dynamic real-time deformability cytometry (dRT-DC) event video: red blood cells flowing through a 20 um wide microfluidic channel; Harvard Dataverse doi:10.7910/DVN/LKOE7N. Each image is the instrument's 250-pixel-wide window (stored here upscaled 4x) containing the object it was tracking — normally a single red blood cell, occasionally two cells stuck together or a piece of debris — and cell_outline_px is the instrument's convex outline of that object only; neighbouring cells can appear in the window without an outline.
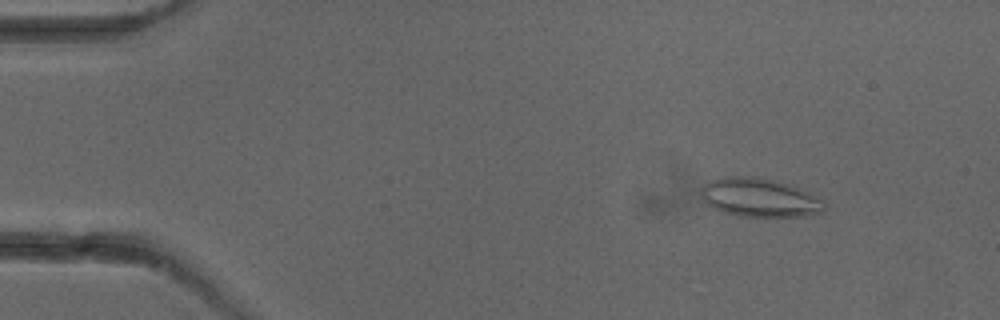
{"species": "common noctule bat (a hibernating species)", "species_latin": "Nyctalus noctula", "temperature_condition": "cold", "stored_images_in_passage": 6, "camera_frame_rate_fps": 3000, "um_per_image_px": 0.085, "animal": {"sex": "female"}, "frame": {"image": 1, "passage_image": 2, "time_ms": 1.0, "image_size_px": [1000, 320], "cell_outline_px": [[824, 208], [820, 212], [804, 216], [744, 216], [724, 212], [700, 200], [700, 188], [704, 184], [712, 180], [724, 176], [756, 176], [788, 184], [824, 200]], "centroid_in_image_um": [64.5, 16.78], "position_along_channel_um": 20.5, "area_um2": 27.51}}
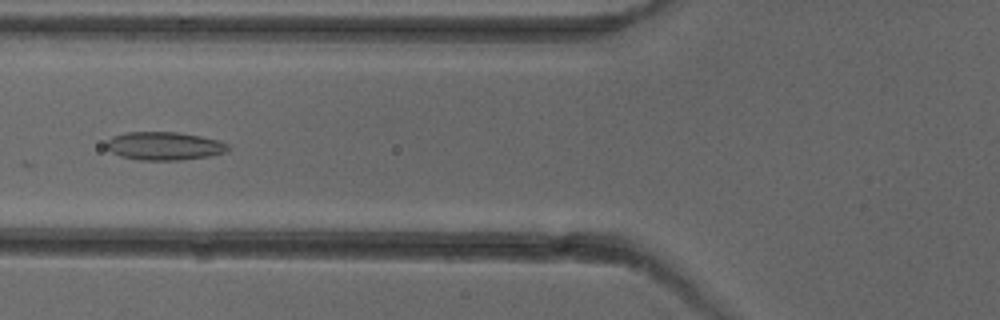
{"frame": {"image": 2, "passage_image": 6, "time_ms": 5.667, "image_size_px": [1000, 320], "cell_outline_px": [[228, 148], [224, 152], [208, 156], [180, 160], [140, 160], [120, 156], [112, 152], [104, 144], [112, 136], [124, 132], [176, 132], [200, 136], [216, 140], [228, 144]], "centroid_in_image_um": [13.9, 12.4], "position_along_channel_um": 111.9, "area_um2": 19.83}}